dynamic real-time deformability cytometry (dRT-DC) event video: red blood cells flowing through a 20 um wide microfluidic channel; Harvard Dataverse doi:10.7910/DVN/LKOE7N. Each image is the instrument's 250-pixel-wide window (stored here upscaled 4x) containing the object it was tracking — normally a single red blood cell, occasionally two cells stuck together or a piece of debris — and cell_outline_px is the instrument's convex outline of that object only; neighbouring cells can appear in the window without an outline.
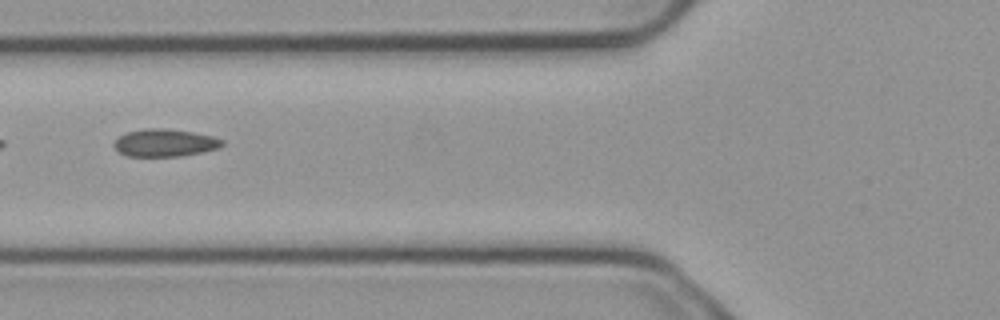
{"species": "common noctule bat (a hibernating species)", "species_latin": "Nyctalus noctula", "temperature_condition": "cold", "stored_images_in_passage": 6, "camera_frame_rate_fps": 3000, "um_per_image_px": 0.085, "animal": {"sex": "male", "body_mass_g": 23.1, "forearm_length_mm": 52.7}, "frame": {"image": 1, "passage_image": 6, "time_ms": 1.667, "image_size_px": [1000, 320], "cell_outline_px": [[224, 144], [216, 148], [200, 152], [176, 156], [128, 156], [120, 152], [112, 144], [120, 136], [128, 132], [144, 128], [164, 128], [192, 132], [212, 136], [224, 140]], "centroid_in_image_um": [13.99, 12.13], "position_along_channel_um": 111.8, "area_um2": 17.05}}